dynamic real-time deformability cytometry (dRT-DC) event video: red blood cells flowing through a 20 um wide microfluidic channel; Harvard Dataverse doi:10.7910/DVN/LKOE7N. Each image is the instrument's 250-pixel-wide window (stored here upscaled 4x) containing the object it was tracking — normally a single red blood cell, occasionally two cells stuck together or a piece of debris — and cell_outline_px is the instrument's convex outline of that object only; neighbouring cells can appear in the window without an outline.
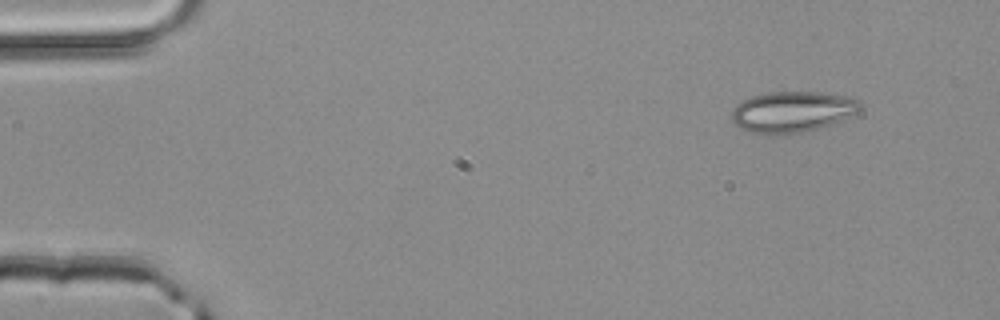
{"species": "common noctule bat (a hibernating species)", "species_latin": "Nyctalus noctula", "temperature_condition": "room temperature", "stored_images_in_passage": 4, "camera_frame_rate_fps": 3000, "um_per_image_px": 0.085, "animal": {"sex": "male", "body_mass_g": 20.4}, "frame": {"image": 1, "passage_image": 1, "time_ms": 0.0, "image_size_px": [1000, 320], "cell_outline_px": [[860, 108], [856, 112], [828, 124], [816, 128], [800, 132], [772, 136], [748, 132], [740, 128], [732, 120], [732, 108], [736, 104], [752, 96], [768, 92], [820, 92], [852, 96], [860, 100]], "centroid_in_image_um": [67.29, 9.49], "position_along_channel_um": 17.7, "area_um2": 30.58}}